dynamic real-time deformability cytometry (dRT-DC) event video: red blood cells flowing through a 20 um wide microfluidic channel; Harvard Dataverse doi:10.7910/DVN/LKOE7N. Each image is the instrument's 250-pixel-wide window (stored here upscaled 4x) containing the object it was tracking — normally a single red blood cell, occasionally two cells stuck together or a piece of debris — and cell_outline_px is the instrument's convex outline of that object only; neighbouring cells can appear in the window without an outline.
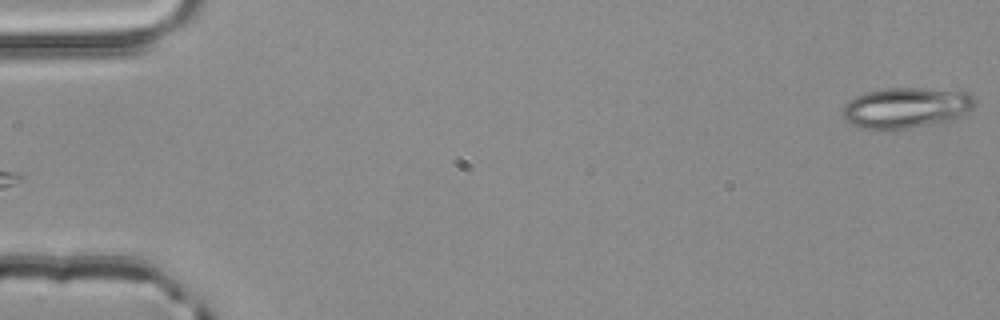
{"species": "common noctule bat (a hibernating species)", "species_latin": "Nyctalus noctula", "temperature_condition": "room temperature", "stored_images_in_passage": 3, "camera_frame_rate_fps": 3000, "um_per_image_px": 0.085, "animal": {"sex": "male", "body_mass_g": 20.4}, "frame": {"image": 1, "passage_image": 3, "time_ms": 0.667, "image_size_px": [1000, 320], "cell_outline_px": [[976, 104], [968, 112], [952, 120], [940, 124], [908, 128], [860, 128], [852, 124], [844, 116], [844, 108], [848, 100], [864, 92], [884, 88], [924, 88], [968, 92], [976, 100]], "centroid_in_image_um": [77.08, 9.15], "position_along_channel_um": 7.9, "area_um2": 31.27}}